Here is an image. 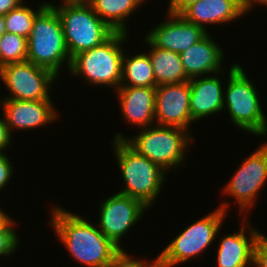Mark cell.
<instances>
[{"label": "cell", "instance_id": "836d02e7", "mask_svg": "<svg viewBox=\"0 0 267 267\" xmlns=\"http://www.w3.org/2000/svg\"><path fill=\"white\" fill-rule=\"evenodd\" d=\"M5 20L4 16L0 15V37L5 33Z\"/></svg>", "mask_w": 267, "mask_h": 267}, {"label": "cell", "instance_id": "52a82bcc", "mask_svg": "<svg viewBox=\"0 0 267 267\" xmlns=\"http://www.w3.org/2000/svg\"><path fill=\"white\" fill-rule=\"evenodd\" d=\"M230 203L221 202L217 209L204 215L191 225L179 232L167 246L158 254L160 267H175L182 263H187L198 255L206 252L208 247L215 245L213 242L218 238V234ZM224 220V221H223Z\"/></svg>", "mask_w": 267, "mask_h": 267}, {"label": "cell", "instance_id": "7402d4cb", "mask_svg": "<svg viewBox=\"0 0 267 267\" xmlns=\"http://www.w3.org/2000/svg\"><path fill=\"white\" fill-rule=\"evenodd\" d=\"M128 54L124 52L120 86L156 87L152 63L146 52Z\"/></svg>", "mask_w": 267, "mask_h": 267}, {"label": "cell", "instance_id": "8992f818", "mask_svg": "<svg viewBox=\"0 0 267 267\" xmlns=\"http://www.w3.org/2000/svg\"><path fill=\"white\" fill-rule=\"evenodd\" d=\"M27 61L60 76L65 66H71L62 23L56 10L48 4L36 17L27 39ZM61 70V71H60Z\"/></svg>", "mask_w": 267, "mask_h": 267}, {"label": "cell", "instance_id": "5bb4252c", "mask_svg": "<svg viewBox=\"0 0 267 267\" xmlns=\"http://www.w3.org/2000/svg\"><path fill=\"white\" fill-rule=\"evenodd\" d=\"M167 20L146 34V38L155 46L181 54L188 47L203 39L209 31L186 21L181 15L166 14Z\"/></svg>", "mask_w": 267, "mask_h": 267}, {"label": "cell", "instance_id": "7a4b0ae2", "mask_svg": "<svg viewBox=\"0 0 267 267\" xmlns=\"http://www.w3.org/2000/svg\"><path fill=\"white\" fill-rule=\"evenodd\" d=\"M114 140H124L138 154L159 165L167 173L185 165L188 148L195 140L192 132L178 127L153 125L129 137L115 132ZM184 164V165H183ZM174 168V169H173Z\"/></svg>", "mask_w": 267, "mask_h": 267}, {"label": "cell", "instance_id": "3957f363", "mask_svg": "<svg viewBox=\"0 0 267 267\" xmlns=\"http://www.w3.org/2000/svg\"><path fill=\"white\" fill-rule=\"evenodd\" d=\"M228 71L225 72L228 82L224 85L223 109L228 111L230 122L246 134H253L257 138L267 136V118L254 81L237 62Z\"/></svg>", "mask_w": 267, "mask_h": 267}, {"label": "cell", "instance_id": "d4e9b609", "mask_svg": "<svg viewBox=\"0 0 267 267\" xmlns=\"http://www.w3.org/2000/svg\"><path fill=\"white\" fill-rule=\"evenodd\" d=\"M15 223H17L16 220H13L10 215L0 223V257L7 256L8 259L19 248L20 237L15 228L18 225Z\"/></svg>", "mask_w": 267, "mask_h": 267}, {"label": "cell", "instance_id": "83f0119b", "mask_svg": "<svg viewBox=\"0 0 267 267\" xmlns=\"http://www.w3.org/2000/svg\"><path fill=\"white\" fill-rule=\"evenodd\" d=\"M7 153H0V191L4 190L13 177L14 167Z\"/></svg>", "mask_w": 267, "mask_h": 267}, {"label": "cell", "instance_id": "9a60e30c", "mask_svg": "<svg viewBox=\"0 0 267 267\" xmlns=\"http://www.w3.org/2000/svg\"><path fill=\"white\" fill-rule=\"evenodd\" d=\"M240 222L242 224L237 233L224 234L219 238L216 253L217 267L254 266V247L261 231L253 227L246 216Z\"/></svg>", "mask_w": 267, "mask_h": 267}, {"label": "cell", "instance_id": "277c9868", "mask_svg": "<svg viewBox=\"0 0 267 267\" xmlns=\"http://www.w3.org/2000/svg\"><path fill=\"white\" fill-rule=\"evenodd\" d=\"M113 153L121 171L123 187L118 193L141 200L152 208L167 181V172L138 154L124 140H113Z\"/></svg>", "mask_w": 267, "mask_h": 267}, {"label": "cell", "instance_id": "f546056e", "mask_svg": "<svg viewBox=\"0 0 267 267\" xmlns=\"http://www.w3.org/2000/svg\"><path fill=\"white\" fill-rule=\"evenodd\" d=\"M200 0H169L168 11L172 15H181L188 7Z\"/></svg>", "mask_w": 267, "mask_h": 267}, {"label": "cell", "instance_id": "2e32d148", "mask_svg": "<svg viewBox=\"0 0 267 267\" xmlns=\"http://www.w3.org/2000/svg\"><path fill=\"white\" fill-rule=\"evenodd\" d=\"M114 93L119 100V114L128 125L139 130L156 124V87L119 86Z\"/></svg>", "mask_w": 267, "mask_h": 267}, {"label": "cell", "instance_id": "ac0fdd59", "mask_svg": "<svg viewBox=\"0 0 267 267\" xmlns=\"http://www.w3.org/2000/svg\"><path fill=\"white\" fill-rule=\"evenodd\" d=\"M223 50L209 32L203 39L180 54L186 76L192 79L224 71L225 52Z\"/></svg>", "mask_w": 267, "mask_h": 267}, {"label": "cell", "instance_id": "4fadbf2b", "mask_svg": "<svg viewBox=\"0 0 267 267\" xmlns=\"http://www.w3.org/2000/svg\"><path fill=\"white\" fill-rule=\"evenodd\" d=\"M189 81L156 86V125L178 127L191 131ZM189 129V130H188Z\"/></svg>", "mask_w": 267, "mask_h": 267}, {"label": "cell", "instance_id": "ffe728a7", "mask_svg": "<svg viewBox=\"0 0 267 267\" xmlns=\"http://www.w3.org/2000/svg\"><path fill=\"white\" fill-rule=\"evenodd\" d=\"M145 43L150 48L147 53L152 63L156 86L189 81L181 62L180 54L155 47L146 37Z\"/></svg>", "mask_w": 267, "mask_h": 267}, {"label": "cell", "instance_id": "d6986e66", "mask_svg": "<svg viewBox=\"0 0 267 267\" xmlns=\"http://www.w3.org/2000/svg\"><path fill=\"white\" fill-rule=\"evenodd\" d=\"M246 14L238 0H200L188 7L181 16L186 21L208 30L207 25L233 23Z\"/></svg>", "mask_w": 267, "mask_h": 267}, {"label": "cell", "instance_id": "44dd1931", "mask_svg": "<svg viewBox=\"0 0 267 267\" xmlns=\"http://www.w3.org/2000/svg\"><path fill=\"white\" fill-rule=\"evenodd\" d=\"M144 2L146 3V0H95L91 6L114 32L130 34L126 22Z\"/></svg>", "mask_w": 267, "mask_h": 267}, {"label": "cell", "instance_id": "7c38bea8", "mask_svg": "<svg viewBox=\"0 0 267 267\" xmlns=\"http://www.w3.org/2000/svg\"><path fill=\"white\" fill-rule=\"evenodd\" d=\"M53 104L52 99H0V110L13 135L16 130L33 131L47 124H53L56 120L59 121V111Z\"/></svg>", "mask_w": 267, "mask_h": 267}, {"label": "cell", "instance_id": "e0dca14e", "mask_svg": "<svg viewBox=\"0 0 267 267\" xmlns=\"http://www.w3.org/2000/svg\"><path fill=\"white\" fill-rule=\"evenodd\" d=\"M225 71L189 80L190 114L193 122H200L223 111L225 86L223 87L221 79L223 80Z\"/></svg>", "mask_w": 267, "mask_h": 267}, {"label": "cell", "instance_id": "f1b7e54d", "mask_svg": "<svg viewBox=\"0 0 267 267\" xmlns=\"http://www.w3.org/2000/svg\"><path fill=\"white\" fill-rule=\"evenodd\" d=\"M12 134L6 124L4 116H0V153H6L7 148H10L12 143Z\"/></svg>", "mask_w": 267, "mask_h": 267}, {"label": "cell", "instance_id": "5b68a950", "mask_svg": "<svg viewBox=\"0 0 267 267\" xmlns=\"http://www.w3.org/2000/svg\"><path fill=\"white\" fill-rule=\"evenodd\" d=\"M128 35L115 32L101 45L75 55L71 61L70 75L83 78L88 85H103L116 91L121 84L122 61L126 51L122 45L130 40Z\"/></svg>", "mask_w": 267, "mask_h": 267}, {"label": "cell", "instance_id": "8fae6325", "mask_svg": "<svg viewBox=\"0 0 267 267\" xmlns=\"http://www.w3.org/2000/svg\"><path fill=\"white\" fill-rule=\"evenodd\" d=\"M97 226L118 248L124 250V235L144 218L147 207L141 200L116 192L99 204ZM122 243V244H121Z\"/></svg>", "mask_w": 267, "mask_h": 267}, {"label": "cell", "instance_id": "484cf974", "mask_svg": "<svg viewBox=\"0 0 267 267\" xmlns=\"http://www.w3.org/2000/svg\"><path fill=\"white\" fill-rule=\"evenodd\" d=\"M124 249L121 250L110 262L102 267H160L158 255L151 261L144 258H134Z\"/></svg>", "mask_w": 267, "mask_h": 267}, {"label": "cell", "instance_id": "4316f807", "mask_svg": "<svg viewBox=\"0 0 267 267\" xmlns=\"http://www.w3.org/2000/svg\"><path fill=\"white\" fill-rule=\"evenodd\" d=\"M253 267H267V235L262 232L255 243Z\"/></svg>", "mask_w": 267, "mask_h": 267}, {"label": "cell", "instance_id": "6da1fadb", "mask_svg": "<svg viewBox=\"0 0 267 267\" xmlns=\"http://www.w3.org/2000/svg\"><path fill=\"white\" fill-rule=\"evenodd\" d=\"M50 211L49 227L54 230L70 257L80 263V266L102 267L121 251L100 231L96 222L57 204Z\"/></svg>", "mask_w": 267, "mask_h": 267}, {"label": "cell", "instance_id": "9c48e42d", "mask_svg": "<svg viewBox=\"0 0 267 267\" xmlns=\"http://www.w3.org/2000/svg\"><path fill=\"white\" fill-rule=\"evenodd\" d=\"M254 151L242 160V165L234 170L233 176L221 191L233 198L242 217L248 214L250 208L256 206L257 198L261 196L259 192H262L267 182V141Z\"/></svg>", "mask_w": 267, "mask_h": 267}, {"label": "cell", "instance_id": "4dcf8cb0", "mask_svg": "<svg viewBox=\"0 0 267 267\" xmlns=\"http://www.w3.org/2000/svg\"><path fill=\"white\" fill-rule=\"evenodd\" d=\"M24 0H0V15L5 16L11 10L18 8Z\"/></svg>", "mask_w": 267, "mask_h": 267}, {"label": "cell", "instance_id": "cb8c5ba5", "mask_svg": "<svg viewBox=\"0 0 267 267\" xmlns=\"http://www.w3.org/2000/svg\"><path fill=\"white\" fill-rule=\"evenodd\" d=\"M24 61H27V38L5 32L0 37V68Z\"/></svg>", "mask_w": 267, "mask_h": 267}, {"label": "cell", "instance_id": "ba28073f", "mask_svg": "<svg viewBox=\"0 0 267 267\" xmlns=\"http://www.w3.org/2000/svg\"><path fill=\"white\" fill-rule=\"evenodd\" d=\"M60 17L71 59L80 52L101 45L115 32L94 12L91 5L71 4L61 0L50 3Z\"/></svg>", "mask_w": 267, "mask_h": 267}, {"label": "cell", "instance_id": "d6a6232c", "mask_svg": "<svg viewBox=\"0 0 267 267\" xmlns=\"http://www.w3.org/2000/svg\"><path fill=\"white\" fill-rule=\"evenodd\" d=\"M64 1L77 5H91L95 0H64Z\"/></svg>", "mask_w": 267, "mask_h": 267}, {"label": "cell", "instance_id": "603a6c76", "mask_svg": "<svg viewBox=\"0 0 267 267\" xmlns=\"http://www.w3.org/2000/svg\"><path fill=\"white\" fill-rule=\"evenodd\" d=\"M27 0L18 8L11 10L4 16L5 31L13 34L21 35L29 38L35 17L48 5L50 2L40 3L36 8L26 5ZM37 9V10H36Z\"/></svg>", "mask_w": 267, "mask_h": 267}, {"label": "cell", "instance_id": "1f68e13d", "mask_svg": "<svg viewBox=\"0 0 267 267\" xmlns=\"http://www.w3.org/2000/svg\"><path fill=\"white\" fill-rule=\"evenodd\" d=\"M238 2L246 13H250L257 4L262 5L263 7L267 6V0H238Z\"/></svg>", "mask_w": 267, "mask_h": 267}, {"label": "cell", "instance_id": "e575fe53", "mask_svg": "<svg viewBox=\"0 0 267 267\" xmlns=\"http://www.w3.org/2000/svg\"><path fill=\"white\" fill-rule=\"evenodd\" d=\"M3 210H5V209H2L0 207V223L8 216V214Z\"/></svg>", "mask_w": 267, "mask_h": 267}, {"label": "cell", "instance_id": "30bf717a", "mask_svg": "<svg viewBox=\"0 0 267 267\" xmlns=\"http://www.w3.org/2000/svg\"><path fill=\"white\" fill-rule=\"evenodd\" d=\"M0 78L10 92L6 97L0 96L1 99L48 100L59 77L49 69L24 61L1 67Z\"/></svg>", "mask_w": 267, "mask_h": 267}]
</instances>
